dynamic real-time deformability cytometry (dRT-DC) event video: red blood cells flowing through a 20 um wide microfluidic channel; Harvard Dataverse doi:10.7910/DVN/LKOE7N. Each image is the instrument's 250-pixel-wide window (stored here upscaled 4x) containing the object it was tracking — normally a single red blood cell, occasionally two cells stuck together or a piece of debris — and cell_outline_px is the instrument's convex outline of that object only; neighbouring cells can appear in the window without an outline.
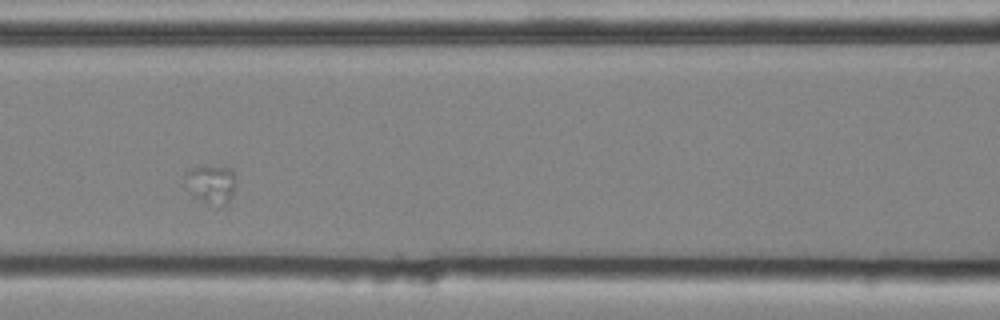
{"species": "common noctule bat (a hibernating species)", "species_latin": "Nyctalus noctula", "temperature_condition": "cold", "stored_images_in_passage": 10, "camera_frame_rate_fps": 3000, "um_per_image_px": 0.085, "animal": {"sex": "male", "body_mass_g": 20.4}, "frame": {"image": 1, "passage_image": 6, "time_ms": 1.667, "image_size_px": [1000, 320], "cell_outline_px": [[232, 192], [224, 208], [220, 208], [196, 196], [192, 192], [184, 172], [192, 168], [232, 168]], "centroid_in_image_um": [17.95, 15.68], "position_along_channel_um": 148.6, "area_um2": 10.35}}
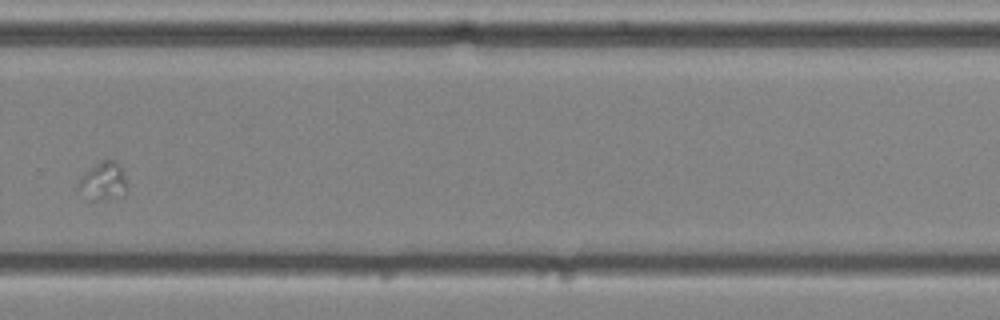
{"frame": {"image": 2, "passage_image": 10, "time_ms": 3.0, "image_size_px": [1000, 320], "cell_outline_px": [[128, 184], [124, 192], [100, 200], [92, 200], [76, 188], [84, 172], [100, 160], [116, 160], [120, 164], [124, 172]], "centroid_in_image_um": [8.77, 15.34], "position_along_channel_um": 321.0, "area_um2": 10.64}}